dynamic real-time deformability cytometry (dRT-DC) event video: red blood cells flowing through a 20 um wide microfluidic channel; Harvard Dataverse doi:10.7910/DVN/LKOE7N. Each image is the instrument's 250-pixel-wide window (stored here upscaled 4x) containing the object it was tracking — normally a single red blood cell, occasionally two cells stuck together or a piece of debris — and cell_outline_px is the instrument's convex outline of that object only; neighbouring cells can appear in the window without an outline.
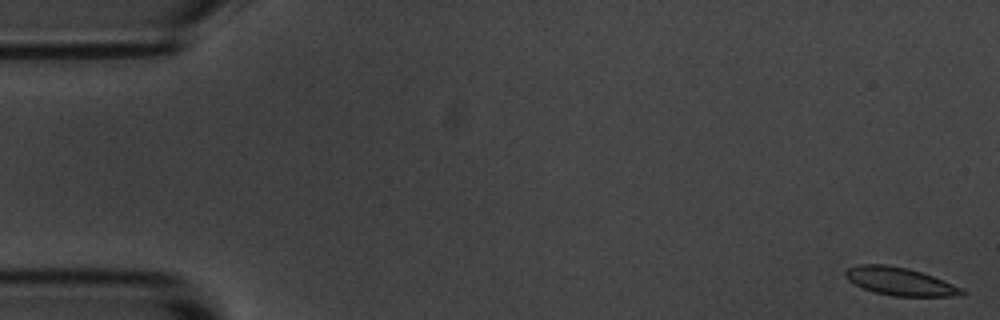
{"species": "common noctule bat (a hibernating species)", "species_latin": "Nyctalus noctula", "temperature_condition": "room temperature", "stored_images_in_passage": 56, "camera_frame_rate_fps": 3000, "um_per_image_px": 0.085, "animal": {"sex": "male", "body_mass_g": 20.1, "forearm_length_mm": 53.5}, "frame": {"image": 1, "passage_image": 1, "time_ms": 0.0, "image_size_px": [1000, 320], "cell_outline_px": [[968, 292], [964, 296], [892, 296], [872, 292], [848, 280], [844, 276], [844, 272], [848, 268], [860, 264], [884, 264], [908, 268], [932, 276], [952, 284]], "centroid_in_image_um": [76.48, 23.93], "position_along_channel_um": 8.5, "area_um2": 18.9}}
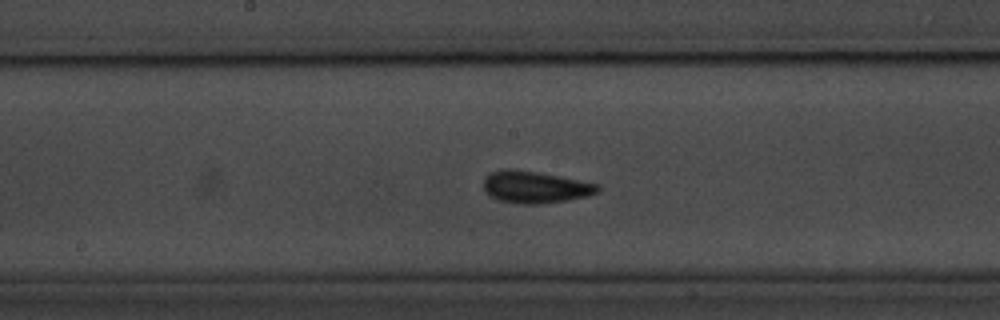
{"frame": {"image": 2, "passage_image": 28, "time_ms": 9.0, "image_size_px": [1000, 320], "cell_outline_px": [[600, 192], [588, 196], [568, 200], [540, 204], [520, 204], [500, 200], [488, 196], [484, 192], [484, 176], [488, 172], [508, 168], [536, 172], [600, 184]], "centroid_in_image_um": [45.46, 15.91], "position_along_channel_um": 202.7, "area_um2": 21.44}}
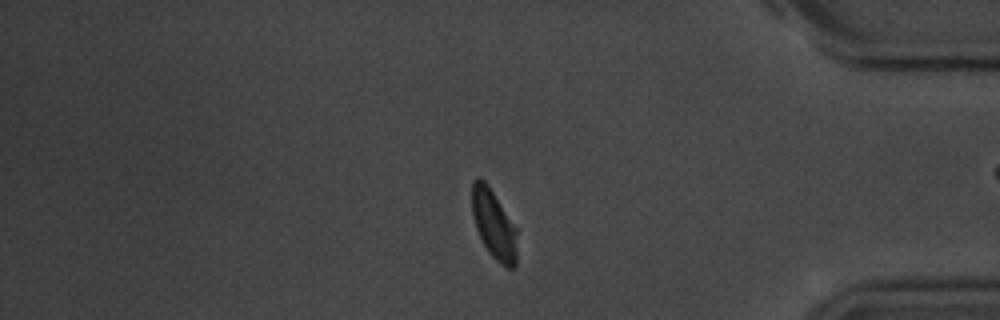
{"frame": {"image": 3, "passage_image": 46, "time_ms": 15.0, "image_size_px": [1000, 320], "cell_outline_px": [[516, 268], [508, 268], [500, 264], [488, 252], [476, 228], [472, 216], [472, 180], [476, 176], [480, 176], [488, 184], [516, 228]], "centroid_in_image_um": [41.95, 19.05], "position_along_channel_um": 393.2, "area_um2": 18.15}, "authors_computed_cell_mechanics": {"area_um2": 19.074, "velocity_mm_per_s": 3.6452, "shape_relaxation_time_tau1_ms": 2.6375, "shape_relaxation_time_tau2_ms": 1.5163, "deformation_change_tau1": 0.1101, "deformation_change_tau2": 0.0605}}